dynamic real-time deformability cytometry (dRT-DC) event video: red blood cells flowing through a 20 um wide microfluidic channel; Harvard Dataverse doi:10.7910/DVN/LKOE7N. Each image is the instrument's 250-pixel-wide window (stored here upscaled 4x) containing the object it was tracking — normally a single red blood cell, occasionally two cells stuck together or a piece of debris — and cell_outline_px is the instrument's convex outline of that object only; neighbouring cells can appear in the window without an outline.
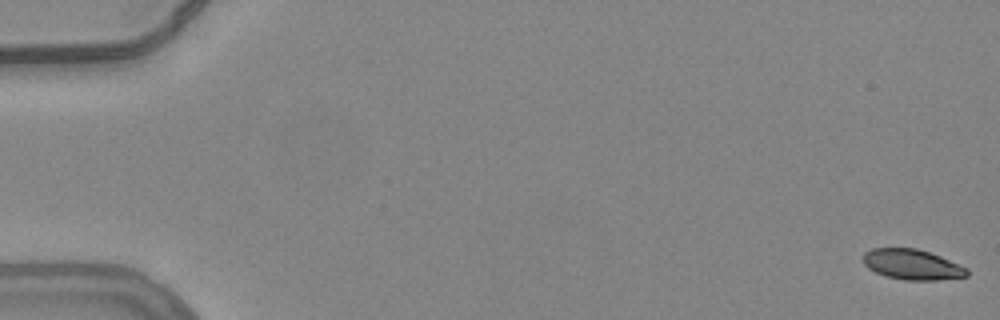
{"species": "common noctule bat (a hibernating species)", "species_latin": "Nyctalus noctula", "temperature_condition": "warm", "stored_images_in_passage": 55, "camera_frame_rate_fps": 3000, "um_per_image_px": 0.085, "animal": {"sex": "female", "body_mass_g": 24.6, "forearm_length_mm": 56.2}, "frame": {"image": 1, "passage_image": 1, "time_ms": 0.0, "image_size_px": [1000, 320], "cell_outline_px": [[968, 276], [936, 280], [904, 280], [888, 276], [876, 272], [868, 268], [864, 264], [860, 256], [864, 252], [872, 248], [916, 248], [940, 256], [968, 268]], "centroid_in_image_um": [77.5, 22.47], "position_along_channel_um": 7.5, "area_um2": 18.38}}
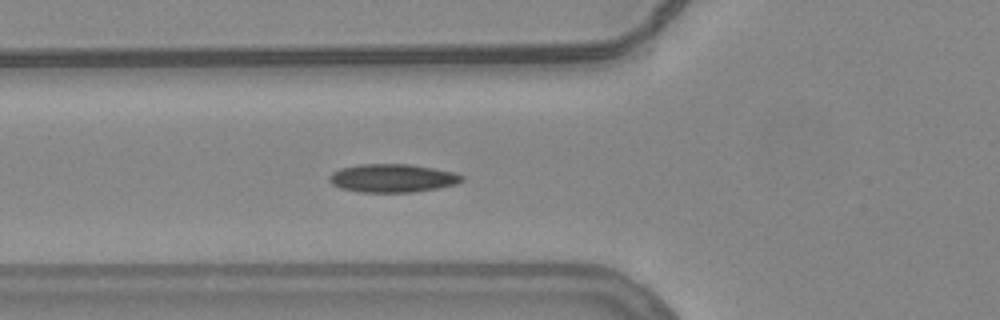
{"frame": {"image": 2, "passage_image": 21, "time_ms": 6.667, "image_size_px": [1000, 320], "cell_outline_px": [[464, 180], [456, 184], [436, 188], [412, 192], [360, 192], [340, 188], [332, 184], [328, 180], [328, 176], [332, 172], [340, 168], [360, 164], [408, 164], [456, 172], [464, 176]], "centroid_in_image_um": [33.34, 15.14], "position_along_channel_um": 92.5, "area_um2": 21.91}}
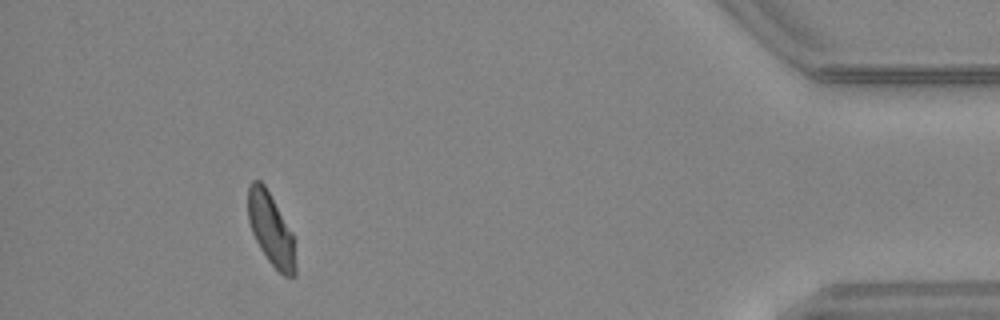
{"frame": {"image": 3, "passage_image": 51, "time_ms": 16.667, "image_size_px": [1000, 320], "cell_outline_px": [[296, 276], [284, 276], [268, 260], [260, 248], [252, 232], [248, 220], [248, 188], [252, 180], [260, 180], [264, 184], [292, 232], [296, 264]], "centroid_in_image_um": [23.03, 19.49], "position_along_channel_um": 412.2, "area_um2": 19.77}, "authors_computed_cell_mechanics": {"area_um2": 20.519, "velocity_mm_per_s": 3.7931, "shape_relaxation_time_tau1_ms": null, "shape_relaxation_time_tau2_ms": 3.0157, "deformation_change_tau1": null, "deformation_change_tau2": 0.0736}}